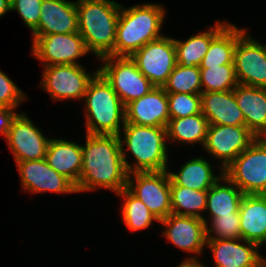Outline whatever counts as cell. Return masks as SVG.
<instances>
[{"label": "cell", "mask_w": 266, "mask_h": 267, "mask_svg": "<svg viewBox=\"0 0 266 267\" xmlns=\"http://www.w3.org/2000/svg\"><path fill=\"white\" fill-rule=\"evenodd\" d=\"M42 1L43 0H12L10 2V10L18 11L24 24L33 32L39 24Z\"/></svg>", "instance_id": "35"}, {"label": "cell", "mask_w": 266, "mask_h": 267, "mask_svg": "<svg viewBox=\"0 0 266 267\" xmlns=\"http://www.w3.org/2000/svg\"><path fill=\"white\" fill-rule=\"evenodd\" d=\"M5 139L15 162L45 159L50 140L22 112L13 120Z\"/></svg>", "instance_id": "14"}, {"label": "cell", "mask_w": 266, "mask_h": 267, "mask_svg": "<svg viewBox=\"0 0 266 267\" xmlns=\"http://www.w3.org/2000/svg\"><path fill=\"white\" fill-rule=\"evenodd\" d=\"M244 195L266 194V138H257L224 170Z\"/></svg>", "instance_id": "6"}, {"label": "cell", "mask_w": 266, "mask_h": 267, "mask_svg": "<svg viewBox=\"0 0 266 267\" xmlns=\"http://www.w3.org/2000/svg\"><path fill=\"white\" fill-rule=\"evenodd\" d=\"M99 72L111 84L124 106L143 97L155 86L138 70L130 56H105L100 58Z\"/></svg>", "instance_id": "7"}, {"label": "cell", "mask_w": 266, "mask_h": 267, "mask_svg": "<svg viewBox=\"0 0 266 267\" xmlns=\"http://www.w3.org/2000/svg\"><path fill=\"white\" fill-rule=\"evenodd\" d=\"M25 192L76 193V186L50 167L45 159L16 162Z\"/></svg>", "instance_id": "15"}, {"label": "cell", "mask_w": 266, "mask_h": 267, "mask_svg": "<svg viewBox=\"0 0 266 267\" xmlns=\"http://www.w3.org/2000/svg\"><path fill=\"white\" fill-rule=\"evenodd\" d=\"M238 41V27L228 24L210 43L200 66L234 64V49Z\"/></svg>", "instance_id": "29"}, {"label": "cell", "mask_w": 266, "mask_h": 267, "mask_svg": "<svg viewBox=\"0 0 266 267\" xmlns=\"http://www.w3.org/2000/svg\"><path fill=\"white\" fill-rule=\"evenodd\" d=\"M170 119L202 113L200 94L167 93Z\"/></svg>", "instance_id": "33"}, {"label": "cell", "mask_w": 266, "mask_h": 267, "mask_svg": "<svg viewBox=\"0 0 266 267\" xmlns=\"http://www.w3.org/2000/svg\"><path fill=\"white\" fill-rule=\"evenodd\" d=\"M170 199L172 213L201 218L208 226L207 220L200 214L206 211L207 190L178 186L170 179Z\"/></svg>", "instance_id": "28"}, {"label": "cell", "mask_w": 266, "mask_h": 267, "mask_svg": "<svg viewBox=\"0 0 266 267\" xmlns=\"http://www.w3.org/2000/svg\"><path fill=\"white\" fill-rule=\"evenodd\" d=\"M78 32L99 59L114 51L121 5L113 0H76ZM91 51V52H90Z\"/></svg>", "instance_id": "2"}, {"label": "cell", "mask_w": 266, "mask_h": 267, "mask_svg": "<svg viewBox=\"0 0 266 267\" xmlns=\"http://www.w3.org/2000/svg\"><path fill=\"white\" fill-rule=\"evenodd\" d=\"M202 92L233 90L237 85L234 64L199 66Z\"/></svg>", "instance_id": "31"}, {"label": "cell", "mask_w": 266, "mask_h": 267, "mask_svg": "<svg viewBox=\"0 0 266 267\" xmlns=\"http://www.w3.org/2000/svg\"><path fill=\"white\" fill-rule=\"evenodd\" d=\"M217 21L208 31L189 37L186 41L174 39L176 63L184 67L200 66L211 41L228 25Z\"/></svg>", "instance_id": "24"}, {"label": "cell", "mask_w": 266, "mask_h": 267, "mask_svg": "<svg viewBox=\"0 0 266 267\" xmlns=\"http://www.w3.org/2000/svg\"><path fill=\"white\" fill-rule=\"evenodd\" d=\"M41 14L33 36L78 32L76 1L43 0Z\"/></svg>", "instance_id": "19"}, {"label": "cell", "mask_w": 266, "mask_h": 267, "mask_svg": "<svg viewBox=\"0 0 266 267\" xmlns=\"http://www.w3.org/2000/svg\"><path fill=\"white\" fill-rule=\"evenodd\" d=\"M211 228L206 226L207 239H240L239 213L220 215L211 219ZM212 232L215 236H212Z\"/></svg>", "instance_id": "34"}, {"label": "cell", "mask_w": 266, "mask_h": 267, "mask_svg": "<svg viewBox=\"0 0 266 267\" xmlns=\"http://www.w3.org/2000/svg\"><path fill=\"white\" fill-rule=\"evenodd\" d=\"M10 10V1L9 0H0V18L4 16Z\"/></svg>", "instance_id": "39"}, {"label": "cell", "mask_w": 266, "mask_h": 267, "mask_svg": "<svg viewBox=\"0 0 266 267\" xmlns=\"http://www.w3.org/2000/svg\"><path fill=\"white\" fill-rule=\"evenodd\" d=\"M82 159L81 145L64 139L49 140L45 155L47 164L76 187L80 179Z\"/></svg>", "instance_id": "23"}, {"label": "cell", "mask_w": 266, "mask_h": 267, "mask_svg": "<svg viewBox=\"0 0 266 267\" xmlns=\"http://www.w3.org/2000/svg\"><path fill=\"white\" fill-rule=\"evenodd\" d=\"M32 55L44 66L75 64L88 52L79 32L33 36Z\"/></svg>", "instance_id": "12"}, {"label": "cell", "mask_w": 266, "mask_h": 267, "mask_svg": "<svg viewBox=\"0 0 266 267\" xmlns=\"http://www.w3.org/2000/svg\"><path fill=\"white\" fill-rule=\"evenodd\" d=\"M159 222L166 227L163 235L173 245L188 253L203 254L207 240L203 219L171 213Z\"/></svg>", "instance_id": "16"}, {"label": "cell", "mask_w": 266, "mask_h": 267, "mask_svg": "<svg viewBox=\"0 0 266 267\" xmlns=\"http://www.w3.org/2000/svg\"><path fill=\"white\" fill-rule=\"evenodd\" d=\"M165 9L159 4L134 5L124 8L121 4L114 51L111 56H131L148 42L162 36L161 28Z\"/></svg>", "instance_id": "3"}, {"label": "cell", "mask_w": 266, "mask_h": 267, "mask_svg": "<svg viewBox=\"0 0 266 267\" xmlns=\"http://www.w3.org/2000/svg\"><path fill=\"white\" fill-rule=\"evenodd\" d=\"M206 245L213 253L215 267H263L266 264V259L258 253L259 246L242 238L207 239Z\"/></svg>", "instance_id": "18"}, {"label": "cell", "mask_w": 266, "mask_h": 267, "mask_svg": "<svg viewBox=\"0 0 266 267\" xmlns=\"http://www.w3.org/2000/svg\"><path fill=\"white\" fill-rule=\"evenodd\" d=\"M177 267H207L202 264L196 257L186 258L182 263Z\"/></svg>", "instance_id": "38"}, {"label": "cell", "mask_w": 266, "mask_h": 267, "mask_svg": "<svg viewBox=\"0 0 266 267\" xmlns=\"http://www.w3.org/2000/svg\"><path fill=\"white\" fill-rule=\"evenodd\" d=\"M245 126L257 137L266 138V88L238 84L234 88Z\"/></svg>", "instance_id": "21"}, {"label": "cell", "mask_w": 266, "mask_h": 267, "mask_svg": "<svg viewBox=\"0 0 266 267\" xmlns=\"http://www.w3.org/2000/svg\"><path fill=\"white\" fill-rule=\"evenodd\" d=\"M212 168L206 159L196 157L183 164L178 173L171 171L168 173L176 185L201 191L208 190L224 174V171H221L220 176H216Z\"/></svg>", "instance_id": "25"}, {"label": "cell", "mask_w": 266, "mask_h": 267, "mask_svg": "<svg viewBox=\"0 0 266 267\" xmlns=\"http://www.w3.org/2000/svg\"><path fill=\"white\" fill-rule=\"evenodd\" d=\"M130 57L155 87H163L177 64L174 39L163 36L148 42Z\"/></svg>", "instance_id": "11"}, {"label": "cell", "mask_w": 266, "mask_h": 267, "mask_svg": "<svg viewBox=\"0 0 266 267\" xmlns=\"http://www.w3.org/2000/svg\"><path fill=\"white\" fill-rule=\"evenodd\" d=\"M83 100L86 103V134L121 135L125 106L100 72L90 81Z\"/></svg>", "instance_id": "5"}, {"label": "cell", "mask_w": 266, "mask_h": 267, "mask_svg": "<svg viewBox=\"0 0 266 267\" xmlns=\"http://www.w3.org/2000/svg\"><path fill=\"white\" fill-rule=\"evenodd\" d=\"M163 88L166 93L201 94L200 68L176 64Z\"/></svg>", "instance_id": "32"}, {"label": "cell", "mask_w": 266, "mask_h": 267, "mask_svg": "<svg viewBox=\"0 0 266 267\" xmlns=\"http://www.w3.org/2000/svg\"><path fill=\"white\" fill-rule=\"evenodd\" d=\"M170 120L168 97L163 87H154L125 106V122L166 128Z\"/></svg>", "instance_id": "17"}, {"label": "cell", "mask_w": 266, "mask_h": 267, "mask_svg": "<svg viewBox=\"0 0 266 267\" xmlns=\"http://www.w3.org/2000/svg\"><path fill=\"white\" fill-rule=\"evenodd\" d=\"M233 63L238 84L266 88V44L250 37L246 29L238 28Z\"/></svg>", "instance_id": "10"}, {"label": "cell", "mask_w": 266, "mask_h": 267, "mask_svg": "<svg viewBox=\"0 0 266 267\" xmlns=\"http://www.w3.org/2000/svg\"><path fill=\"white\" fill-rule=\"evenodd\" d=\"M85 145V146H84ZM77 192L100 188L118 193L127 188L128 171L118 135L86 134Z\"/></svg>", "instance_id": "1"}, {"label": "cell", "mask_w": 266, "mask_h": 267, "mask_svg": "<svg viewBox=\"0 0 266 267\" xmlns=\"http://www.w3.org/2000/svg\"><path fill=\"white\" fill-rule=\"evenodd\" d=\"M14 110L16 109L0 106V134L4 135L5 138L7 136V132L11 128L13 120L18 115V113Z\"/></svg>", "instance_id": "37"}, {"label": "cell", "mask_w": 266, "mask_h": 267, "mask_svg": "<svg viewBox=\"0 0 266 267\" xmlns=\"http://www.w3.org/2000/svg\"><path fill=\"white\" fill-rule=\"evenodd\" d=\"M208 120L202 114L191 115L183 118L170 119L166 127L167 139L185 144L200 143L204 146Z\"/></svg>", "instance_id": "27"}, {"label": "cell", "mask_w": 266, "mask_h": 267, "mask_svg": "<svg viewBox=\"0 0 266 267\" xmlns=\"http://www.w3.org/2000/svg\"><path fill=\"white\" fill-rule=\"evenodd\" d=\"M26 97L27 95L0 70V106L15 109Z\"/></svg>", "instance_id": "36"}, {"label": "cell", "mask_w": 266, "mask_h": 267, "mask_svg": "<svg viewBox=\"0 0 266 267\" xmlns=\"http://www.w3.org/2000/svg\"><path fill=\"white\" fill-rule=\"evenodd\" d=\"M127 189L149 208L158 221L172 213L168 170L128 174Z\"/></svg>", "instance_id": "8"}, {"label": "cell", "mask_w": 266, "mask_h": 267, "mask_svg": "<svg viewBox=\"0 0 266 267\" xmlns=\"http://www.w3.org/2000/svg\"><path fill=\"white\" fill-rule=\"evenodd\" d=\"M243 196L244 194L242 191L223 174L222 177L207 190L206 211H209L208 213L211 219L220 215L239 213V207Z\"/></svg>", "instance_id": "26"}, {"label": "cell", "mask_w": 266, "mask_h": 267, "mask_svg": "<svg viewBox=\"0 0 266 267\" xmlns=\"http://www.w3.org/2000/svg\"><path fill=\"white\" fill-rule=\"evenodd\" d=\"M240 232L245 241L266 243V194L244 195L240 207Z\"/></svg>", "instance_id": "22"}, {"label": "cell", "mask_w": 266, "mask_h": 267, "mask_svg": "<svg viewBox=\"0 0 266 267\" xmlns=\"http://www.w3.org/2000/svg\"><path fill=\"white\" fill-rule=\"evenodd\" d=\"M116 194L124 198L121 214L125 225L132 232L150 227L153 220L159 222L149 208L127 188Z\"/></svg>", "instance_id": "30"}, {"label": "cell", "mask_w": 266, "mask_h": 267, "mask_svg": "<svg viewBox=\"0 0 266 267\" xmlns=\"http://www.w3.org/2000/svg\"><path fill=\"white\" fill-rule=\"evenodd\" d=\"M41 88L47 91L54 101L84 98L87 87L99 69L87 73L80 64H60L43 66Z\"/></svg>", "instance_id": "9"}, {"label": "cell", "mask_w": 266, "mask_h": 267, "mask_svg": "<svg viewBox=\"0 0 266 267\" xmlns=\"http://www.w3.org/2000/svg\"><path fill=\"white\" fill-rule=\"evenodd\" d=\"M201 110L209 125L245 126L242 110L238 107L234 89L201 92Z\"/></svg>", "instance_id": "20"}, {"label": "cell", "mask_w": 266, "mask_h": 267, "mask_svg": "<svg viewBox=\"0 0 266 267\" xmlns=\"http://www.w3.org/2000/svg\"><path fill=\"white\" fill-rule=\"evenodd\" d=\"M123 137L119 135L122 158L129 174L167 170V130L162 127L140 126L125 122ZM122 138H124L122 140ZM124 145L127 146L124 149ZM135 157L132 167L127 161L126 150Z\"/></svg>", "instance_id": "4"}, {"label": "cell", "mask_w": 266, "mask_h": 267, "mask_svg": "<svg viewBox=\"0 0 266 267\" xmlns=\"http://www.w3.org/2000/svg\"><path fill=\"white\" fill-rule=\"evenodd\" d=\"M257 137L246 126L208 125L204 149L221 159V171L246 150Z\"/></svg>", "instance_id": "13"}]
</instances>
